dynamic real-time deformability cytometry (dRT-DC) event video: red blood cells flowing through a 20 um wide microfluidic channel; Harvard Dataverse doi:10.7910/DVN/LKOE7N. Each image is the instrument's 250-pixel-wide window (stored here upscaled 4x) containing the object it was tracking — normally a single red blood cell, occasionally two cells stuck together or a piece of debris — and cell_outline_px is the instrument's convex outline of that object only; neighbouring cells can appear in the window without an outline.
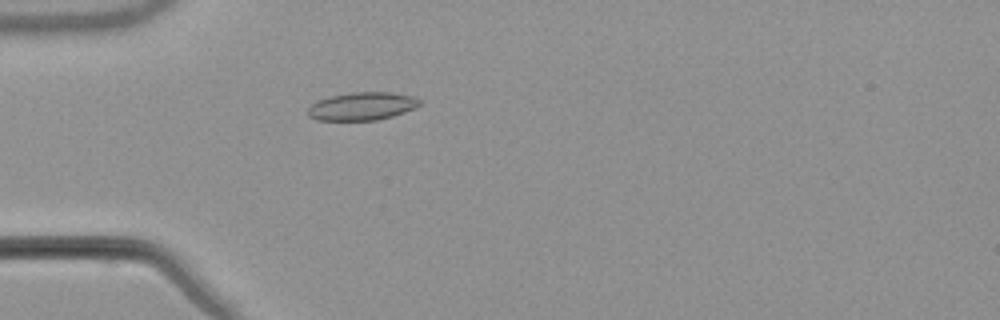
{"species": "common noctule bat (a hibernating species)", "species_latin": "Nyctalus noctula", "temperature_condition": "warm", "stored_images_in_passage": 55, "camera_frame_rate_fps": 3000, "um_per_image_px": 0.085, "animal": {"sex": "male", "body_mass_g": 21.5, "forearm_length_mm": 52.0}, "frame": {"image": 1, "passage_image": 17, "time_ms": 5.333, "image_size_px": [1000, 320], "cell_outline_px": [[420, 104], [404, 112], [392, 116], [376, 120], [316, 120], [308, 116], [308, 108], [316, 100], [328, 96], [352, 92], [392, 92], [412, 96], [420, 100]], "centroid_in_image_um": [30.72, 9.02], "position_along_channel_um": 54.3, "area_um2": 18.21}}
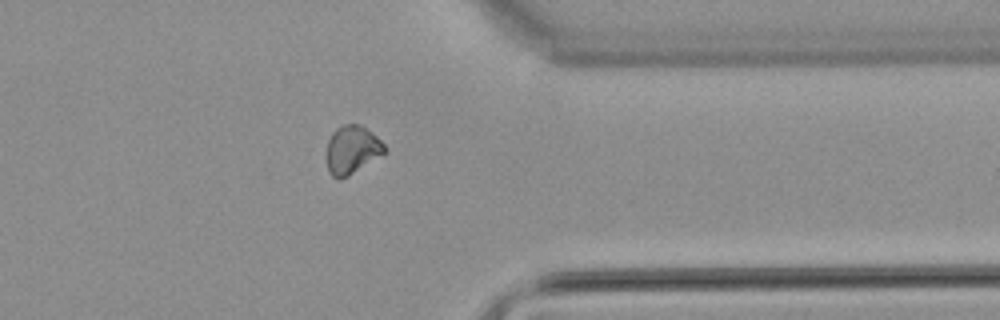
{"frame": {"image": 2, "passage_image": 44, "time_ms": 14.333, "image_size_px": [1000, 320], "cell_outline_px": [[388, 148], [384, 152], [348, 176], [340, 180], [336, 180], [328, 172], [324, 160], [324, 156], [328, 140], [332, 132], [336, 128], [344, 124], [356, 124], [372, 132]], "centroid_in_image_um": [29.83, 12.75], "position_along_channel_um": 381.6, "area_um2": 16.47}}
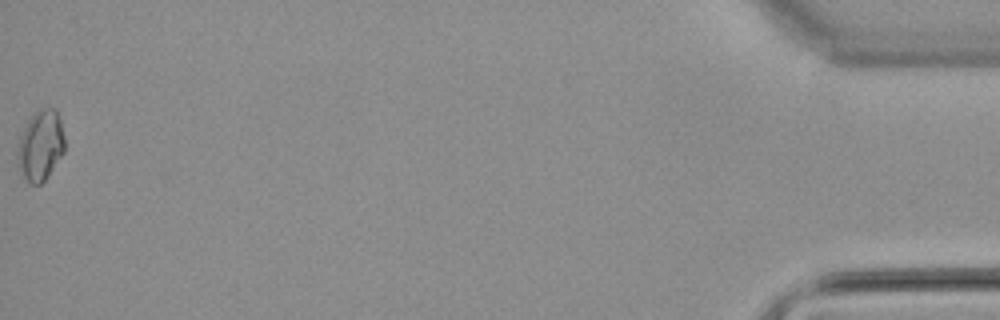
{"frame": {"image": 3, "passage_image": 55, "time_ms": 18.0, "image_size_px": [1000, 320], "cell_outline_px": [[64, 152], [44, 180], [40, 184], [32, 184], [20, 172], [16, 156], [16, 152], [20, 136], [32, 112], [40, 108], [56, 108], [60, 116], [64, 136]], "centroid_in_image_um": [3.44, 12.31], "position_along_channel_um": 431.8, "area_um2": 19.42}}